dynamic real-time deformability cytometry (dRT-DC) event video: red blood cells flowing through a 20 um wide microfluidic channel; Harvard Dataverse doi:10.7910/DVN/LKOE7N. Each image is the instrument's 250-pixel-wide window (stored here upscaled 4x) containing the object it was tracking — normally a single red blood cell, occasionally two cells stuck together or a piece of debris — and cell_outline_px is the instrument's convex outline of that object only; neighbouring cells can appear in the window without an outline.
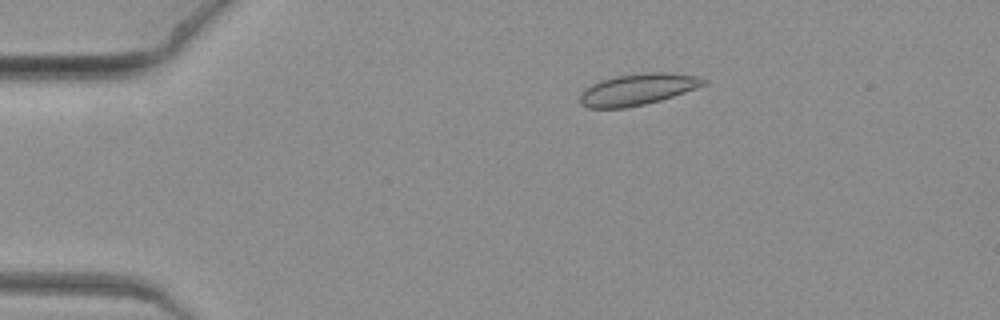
{"species": "common noctule bat (a hibernating species)", "species_latin": "Nyctalus noctula", "temperature_condition": "warm", "stored_images_in_passage": 8, "camera_frame_rate_fps": 3000, "um_per_image_px": 0.085, "animal": {"sex": "female", "body_mass_g": 19.3, "forearm_length_mm": 54.1}, "frame": {"image": 1, "passage_image": 4, "time_ms": 1.0, "image_size_px": [1000, 320], "cell_outline_px": [[708, 80], [704, 84], [696, 88], [660, 100], [644, 104], [624, 108], [588, 108], [580, 104], [580, 92], [584, 88], [600, 80], [616, 76], [644, 72], [664, 72], [700, 76]], "centroid_in_image_um": [54.16, 7.59], "position_along_channel_um": 30.8, "area_um2": 22.66}}
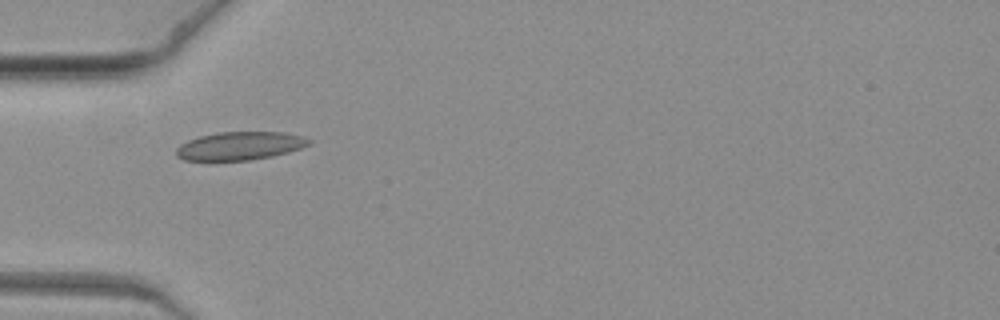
{"frame": {"image": 2, "passage_image": 7, "time_ms": 2.0, "image_size_px": [1000, 320], "cell_outline_px": [[312, 144], [288, 152], [272, 156], [248, 160], [184, 160], [176, 156], [176, 148], [180, 144], [188, 140], [200, 136], [216, 132], [284, 132], [304, 136], [312, 140]], "centroid_in_image_um": [20.41, 12.39], "position_along_channel_um": 64.6, "area_um2": 21.91}}